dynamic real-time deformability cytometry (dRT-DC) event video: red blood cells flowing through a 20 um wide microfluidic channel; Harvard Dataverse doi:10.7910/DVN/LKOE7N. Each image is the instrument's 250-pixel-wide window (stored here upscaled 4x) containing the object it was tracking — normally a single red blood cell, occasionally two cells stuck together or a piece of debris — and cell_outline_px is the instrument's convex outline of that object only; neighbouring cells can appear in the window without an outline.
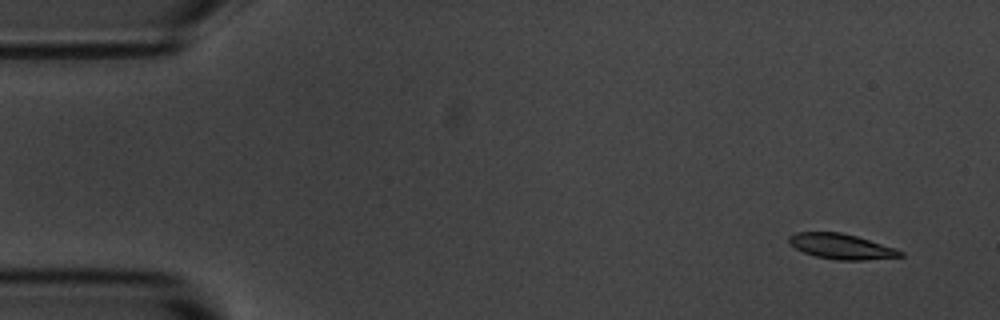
{"species": "common noctule bat (a hibernating species)", "species_latin": "Nyctalus noctula", "temperature_condition": "room temperature", "stored_images_in_passage": 6, "camera_frame_rate_fps": 3000, "um_per_image_px": 0.085, "animal": {"sex": "male", "body_mass_g": 20.1, "forearm_length_mm": 53.5}, "frame": {"image": 1, "passage_image": 2, "time_ms": 1.0, "image_size_px": [1000, 320], "cell_outline_px": [[904, 256], [864, 260], [836, 260], [816, 256], [804, 252], [788, 244], [788, 236], [796, 232], [840, 232], [856, 236], [896, 248], [904, 252]], "centroid_in_image_um": [71.5, 20.94], "position_along_channel_um": 13.5, "area_um2": 16.42}}
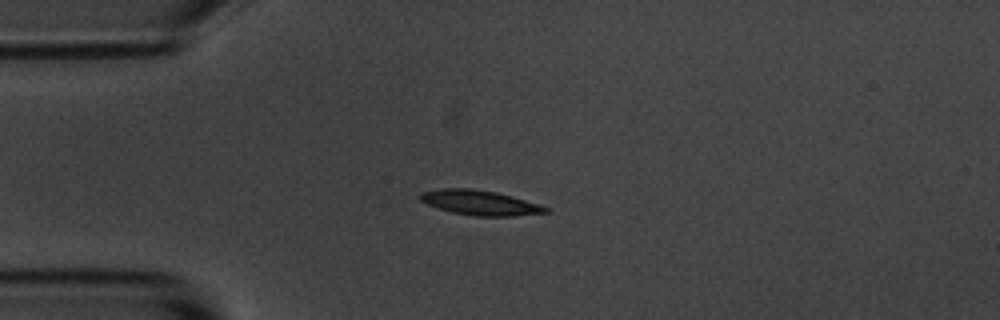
{"frame": {"image": 2, "passage_image": 4, "time_ms": 4.333, "image_size_px": [1000, 320], "cell_outline_px": [[548, 212], [512, 216], [476, 216], [452, 212], [428, 204], [420, 200], [420, 192], [444, 188], [472, 188], [496, 192], [512, 196], [540, 204], [548, 208]], "centroid_in_image_um": [40.8, 17.22], "position_along_channel_um": 44.2, "area_um2": 17.98}}